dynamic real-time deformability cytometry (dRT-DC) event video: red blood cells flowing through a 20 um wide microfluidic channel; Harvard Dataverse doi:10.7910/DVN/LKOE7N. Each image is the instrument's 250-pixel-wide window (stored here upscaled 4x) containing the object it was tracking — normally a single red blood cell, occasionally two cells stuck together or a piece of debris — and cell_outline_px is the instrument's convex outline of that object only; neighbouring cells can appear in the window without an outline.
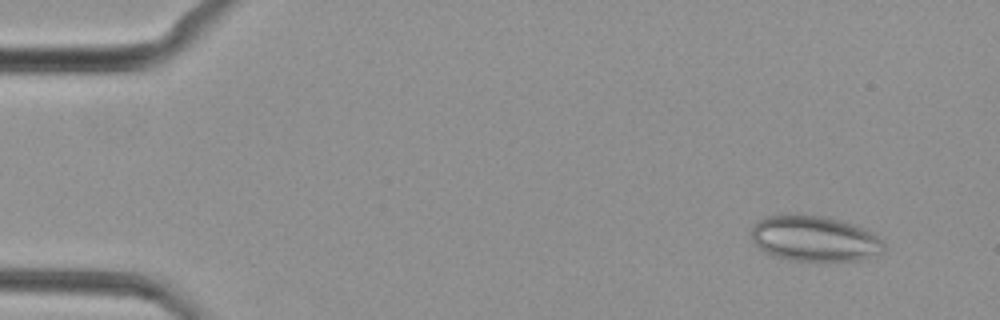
{"species": "common noctule bat (a hibernating species)", "species_latin": "Nyctalus noctula", "temperature_condition": "cold", "stored_images_in_passage": 46, "camera_frame_rate_fps": 3000, "um_per_image_px": 0.085, "animal": {"sex": "female", "body_mass_g": 29.2, "forearm_length_mm": 56.3}, "frame": {"image": 1, "passage_image": 3, "time_ms": 0.667, "image_size_px": [1000, 320], "cell_outline_px": [[884, 248], [880, 252], [856, 260], [792, 260], [776, 256], [764, 252], [752, 240], [752, 224], [764, 216], [784, 212], [788, 212], [828, 216], [864, 228], [872, 232], [884, 240]], "centroid_in_image_um": [69.17, 20.22], "position_along_channel_um": 15.8, "area_um2": 35.55}}
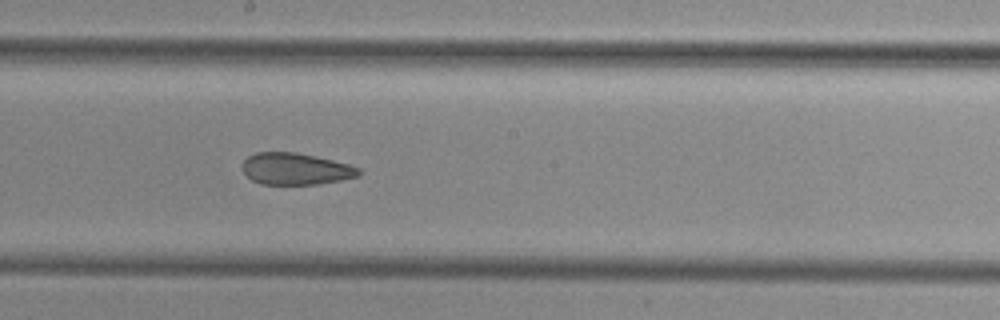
{"frame": {"image": 2, "passage_image": 26, "time_ms": 8.333, "image_size_px": [1000, 320], "cell_outline_px": [[360, 176], [340, 180], [316, 184], [260, 184], [252, 180], [244, 172], [240, 164], [248, 156], [256, 152], [296, 152], [316, 156], [348, 164], [360, 168]], "centroid_in_image_um": [25.11, 14.35], "position_along_channel_um": 223.1, "area_um2": 21.56}}
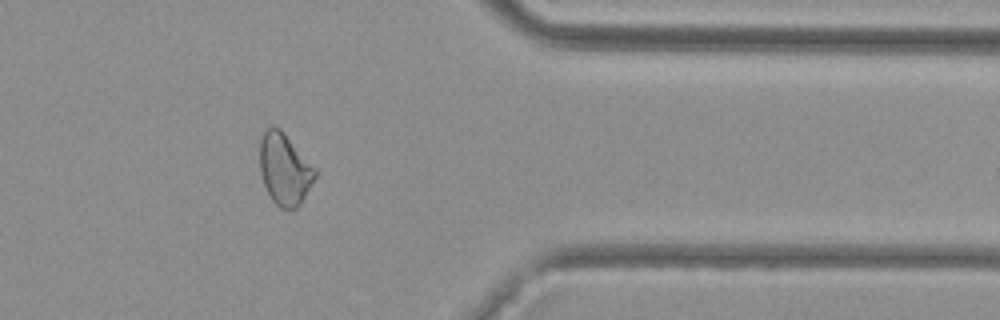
{"frame": {"image": 3, "passage_image": 39, "time_ms": 12.667, "image_size_px": [1000, 320], "cell_outline_px": [[316, 176], [300, 204], [296, 208], [280, 208], [272, 200], [264, 184], [260, 172], [260, 140], [264, 128], [272, 124], [280, 128], [316, 168]], "centroid_in_image_um": [24.17, 14.33], "position_along_channel_um": 387.2, "area_um2": 23.06}}